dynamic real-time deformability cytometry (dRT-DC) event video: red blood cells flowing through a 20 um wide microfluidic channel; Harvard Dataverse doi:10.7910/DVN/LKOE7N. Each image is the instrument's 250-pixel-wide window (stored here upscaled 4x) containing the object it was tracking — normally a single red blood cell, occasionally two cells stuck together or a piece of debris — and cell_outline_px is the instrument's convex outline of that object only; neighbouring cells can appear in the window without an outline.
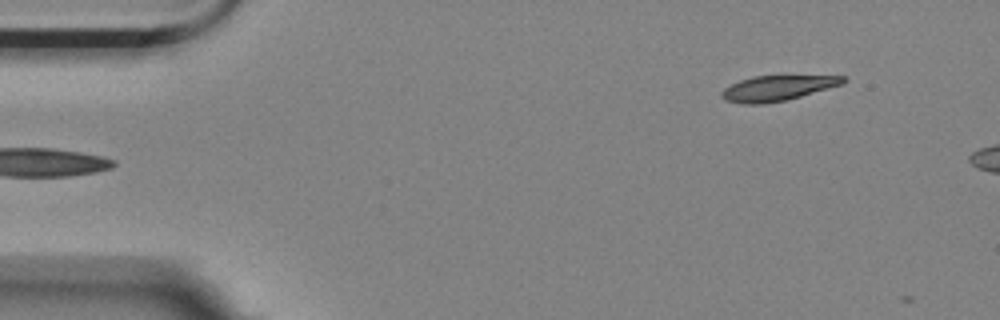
{"species": "Egyptian fruit bat (a non-hibernating species)", "species_latin": "Rousettus aegyptiacus", "temperature_condition": "room temperature", "stored_images_in_passage": 6, "segment_of_instrument_passage": [2, 2], "camera_frame_rate_fps": 3000, "um_per_image_px": 0.085, "animal": {"sex": "female"}, "frame": {"image": 1, "passage_image": 6, "time_ms": 1.667, "image_size_px": [1000, 320], "cell_outline_px": [[848, 80], [844, 84], [800, 96], [784, 100], [760, 104], [744, 104], [728, 100], [720, 96], [720, 92], [724, 88], [740, 80], [752, 76], [844, 76]], "centroid_in_image_um": [66.08, 7.48], "position_along_channel_um": 18.9, "area_um2": 17.63}}